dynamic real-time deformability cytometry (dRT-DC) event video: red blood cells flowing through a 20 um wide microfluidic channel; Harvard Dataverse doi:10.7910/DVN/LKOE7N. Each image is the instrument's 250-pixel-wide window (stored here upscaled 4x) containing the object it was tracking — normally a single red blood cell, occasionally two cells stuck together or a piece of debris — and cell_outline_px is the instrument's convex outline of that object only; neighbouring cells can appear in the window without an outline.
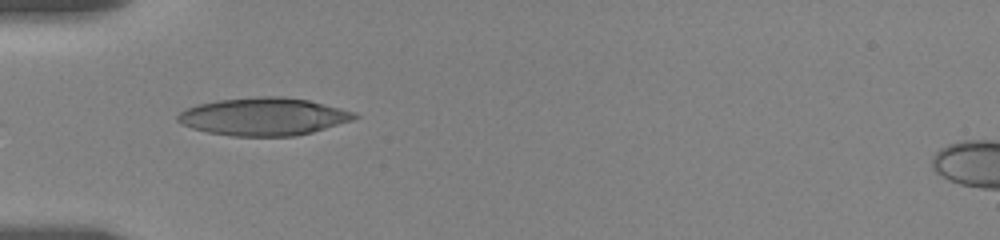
{"species": "human", "species_latin": "Homo sapiens", "temperature_condition": "room temperature", "stored_images_in_passage": 26, "camera_frame_rate_fps": 3000, "um_per_image_px": 0.085, "donor": {"sex": "female"}, "frame": {"image": 1, "passage_image": 1, "time_ms": 0.0, "image_size_px": [1000, 240], "cell_outline_px": [[360, 116], [352, 120], [312, 132], [296, 136], [232, 136], [208, 132], [192, 128], [180, 124], [176, 120], [176, 116], [180, 112], [196, 104], [216, 100], [256, 96], [280, 96], [308, 100], [356, 112]], "centroid_in_image_um": [22.38, 9.9], "position_along_channel_um": 62.6, "area_um2": 38.96}}
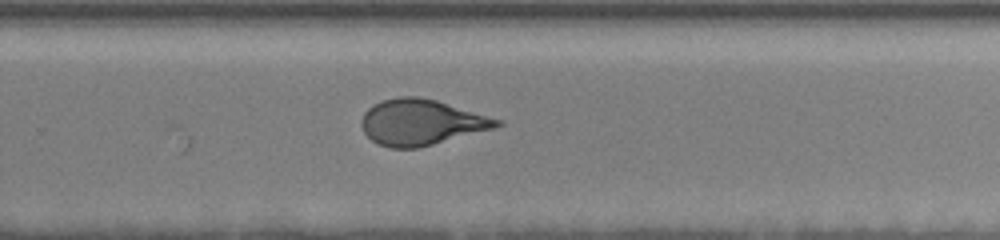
{"frame": {"image": 2, "passage_image": 14, "time_ms": 6.667, "image_size_px": [1000, 240], "cell_outline_px": [[504, 124], [492, 128], [432, 144], [416, 148], [388, 148], [376, 144], [364, 132], [360, 124], [360, 120], [364, 112], [372, 104], [384, 100], [400, 96], [420, 96], [436, 100], [504, 120]], "centroid_in_image_um": [35.76, 10.38], "position_along_channel_um": 294.0, "area_um2": 36.01}}
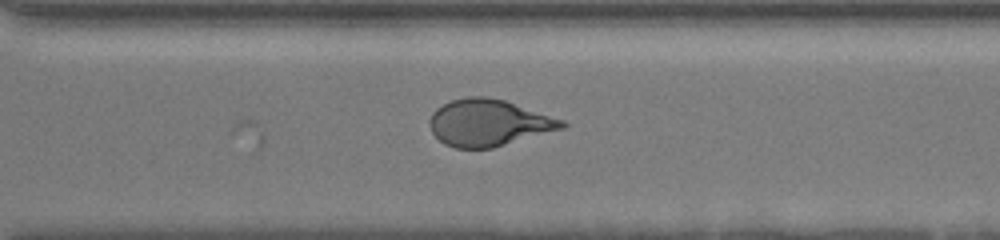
{"frame": {"image": 3, "passage_image": 16, "time_ms": 7.667, "image_size_px": [1000, 240], "cell_outline_px": [[568, 124], [564, 128], [492, 148], [456, 148], [444, 144], [432, 132], [428, 124], [428, 120], [432, 112], [436, 108], [452, 100], [468, 96], [484, 96], [504, 100], [564, 120]], "centroid_in_image_um": [41.51, 10.43], "position_along_channel_um": 329.1, "area_um2": 35.89}}